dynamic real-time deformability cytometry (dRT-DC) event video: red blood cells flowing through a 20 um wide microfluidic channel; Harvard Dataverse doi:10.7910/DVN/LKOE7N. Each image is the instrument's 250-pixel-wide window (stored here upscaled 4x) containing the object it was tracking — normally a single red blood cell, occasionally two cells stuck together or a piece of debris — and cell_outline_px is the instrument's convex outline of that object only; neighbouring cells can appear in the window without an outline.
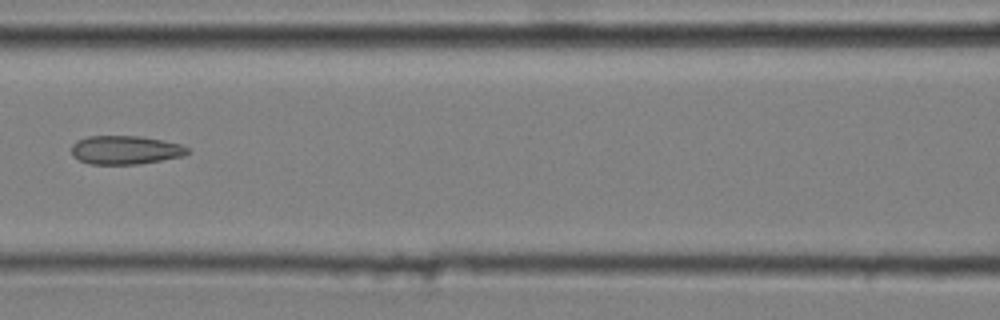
{"species": "common noctule bat (a hibernating species)", "species_latin": "Nyctalus noctula", "temperature_condition": "cold", "stored_images_in_passage": 9, "camera_frame_rate_fps": 3000, "um_per_image_px": 0.085, "animal": {"sex": "male", "body_mass_g": 20.4}, "frame": {"image": 1, "passage_image": 6, "time_ms": 1.667, "image_size_px": [1000, 320], "cell_outline_px": [[188, 152], [184, 156], [136, 164], [88, 164], [72, 156], [72, 144], [76, 140], [88, 136], [144, 136], [180, 144], [188, 148]], "centroid_in_image_um": [10.62, 12.74], "position_along_channel_um": 156.0, "area_um2": 19.36}}
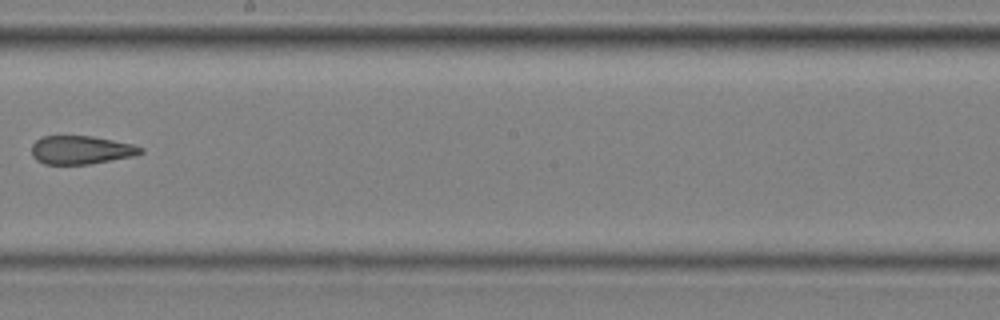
{"frame": {"image": 2, "passage_image": 8, "time_ms": 2.333, "image_size_px": [1000, 320], "cell_outline_px": [[144, 152], [136, 156], [88, 164], [44, 164], [36, 160], [32, 156], [32, 144], [36, 140], [44, 136], [92, 136], [132, 144], [144, 148]], "centroid_in_image_um": [6.9, 12.75], "position_along_channel_um": 241.3, "area_um2": 18.09}}
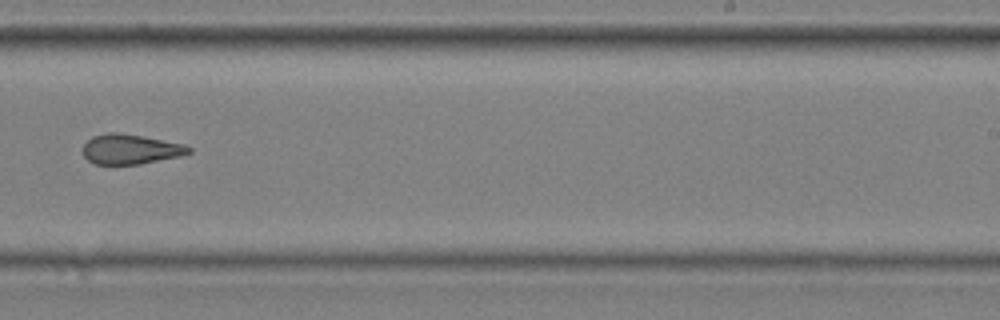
{"frame": {"image": 3, "passage_image": 9, "time_ms": 2.667, "image_size_px": [1000, 320], "cell_outline_px": [[192, 152], [180, 156], [140, 164], [96, 164], [88, 160], [84, 156], [84, 144], [92, 136], [108, 132], [116, 132], [140, 136], [184, 144], [192, 148]], "centroid_in_image_um": [11.09, 12.68], "position_along_channel_um": 277.9, "area_um2": 18.26}}